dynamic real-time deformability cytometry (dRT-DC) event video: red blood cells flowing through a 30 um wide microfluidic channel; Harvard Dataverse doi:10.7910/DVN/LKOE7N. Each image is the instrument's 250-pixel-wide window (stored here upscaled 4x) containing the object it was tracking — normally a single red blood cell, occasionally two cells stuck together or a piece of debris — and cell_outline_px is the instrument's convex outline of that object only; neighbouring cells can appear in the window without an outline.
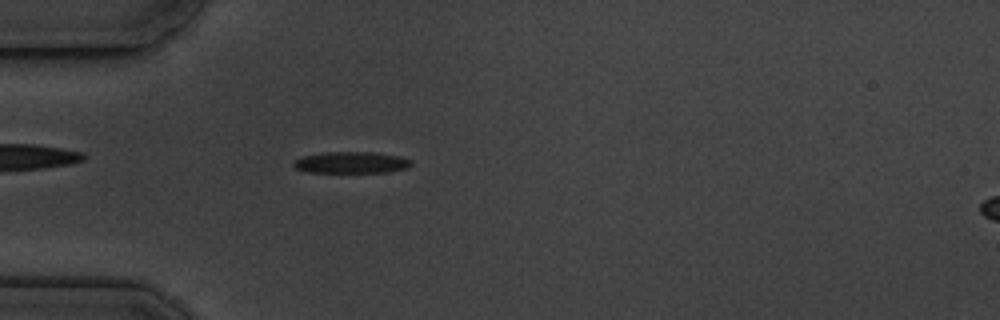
{"species": "common noctule bat (a hibernating species)", "species_latin": "Nyctalus noctula", "temperature_condition": "cold", "stored_images_in_passage": 2, "camera_frame_rate_fps": 3000, "um_per_image_px": 0.085, "animal": {"sex": "male", "body_mass_g": 19.5, "forearm_length_mm": 54.6}, "frame": {"image": 1, "passage_image": 2, "time_ms": 2.0, "image_size_px": [1000, 320], "cell_outline_px": [[412, 164], [408, 168], [388, 172], [308, 172], [296, 168], [292, 164], [296, 160], [304, 156], [324, 152], [376, 152], [400, 156], [412, 160]], "centroid_in_image_um": [29.92, 13.81], "position_along_channel_um": 55.1, "area_um2": 14.74}}